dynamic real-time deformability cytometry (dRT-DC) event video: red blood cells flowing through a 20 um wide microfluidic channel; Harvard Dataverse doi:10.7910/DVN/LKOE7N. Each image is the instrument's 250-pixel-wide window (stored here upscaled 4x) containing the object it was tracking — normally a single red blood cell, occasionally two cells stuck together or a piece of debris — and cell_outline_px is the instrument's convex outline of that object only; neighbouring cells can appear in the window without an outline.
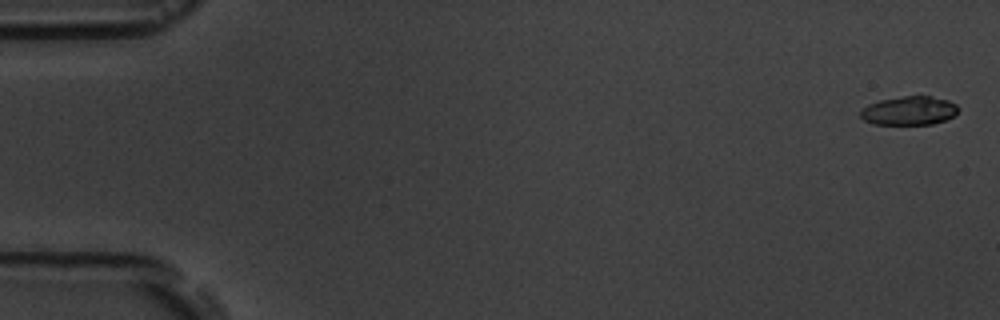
{"species": "common noctule bat (a hibernating species)", "species_latin": "Nyctalus noctula", "temperature_condition": "room temperature", "stored_images_in_passage": 7, "camera_frame_rate_fps": 3000, "um_per_image_px": 0.085, "animal": {"sex": "male", "body_mass_g": 19.5, "forearm_length_mm": 54.6}, "frame": {"image": 1, "passage_image": 1, "time_ms": 0.0, "image_size_px": [1000, 320], "cell_outline_px": [[960, 108], [952, 116], [944, 120], [932, 124], [872, 124], [864, 120], [860, 116], [860, 108], [868, 104], [880, 100], [900, 96], [932, 96], [948, 100], [956, 104]], "centroid_in_image_um": [77.24, 9.4], "position_along_channel_um": 7.8, "area_um2": 16.47}}
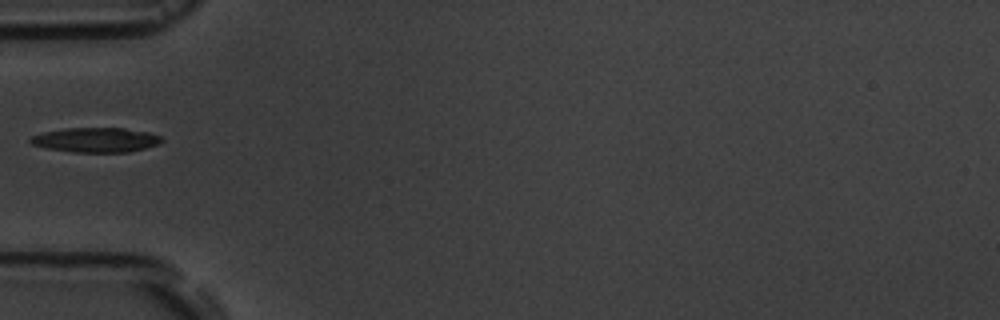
{"frame": {"image": 2, "passage_image": 6, "time_ms": 6.0, "image_size_px": [1000, 320], "cell_outline_px": [[164, 140], [160, 144], [128, 152], [72, 152], [48, 148], [32, 144], [28, 140], [32, 136], [44, 132], [64, 128], [124, 128], [148, 132], [160, 136]], "centroid_in_image_um": [8.17, 11.89], "position_along_channel_um": 76.8, "area_um2": 18.79}}
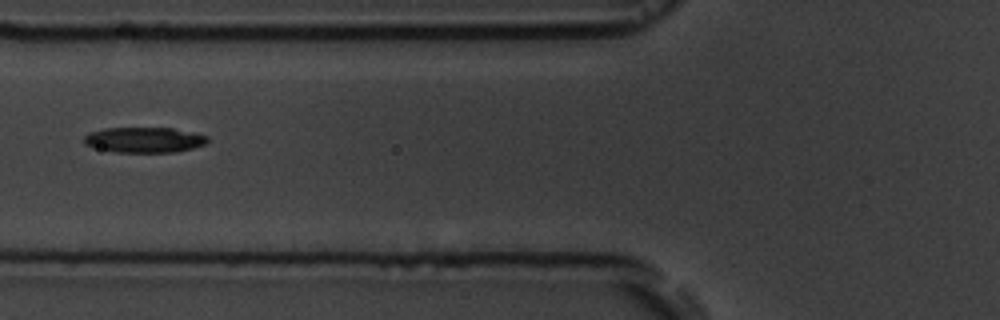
{"frame": {"image": 3, "passage_image": 7, "time_ms": 7.0, "image_size_px": [1000, 320], "cell_outline_px": [[208, 140], [204, 144], [192, 148], [176, 152], [116, 152], [92, 148], [84, 144], [84, 136], [88, 132], [104, 128], [172, 128], [196, 132], [208, 136]], "centroid_in_image_um": [12.23, 11.88], "position_along_channel_um": 113.6, "area_um2": 18.5}}